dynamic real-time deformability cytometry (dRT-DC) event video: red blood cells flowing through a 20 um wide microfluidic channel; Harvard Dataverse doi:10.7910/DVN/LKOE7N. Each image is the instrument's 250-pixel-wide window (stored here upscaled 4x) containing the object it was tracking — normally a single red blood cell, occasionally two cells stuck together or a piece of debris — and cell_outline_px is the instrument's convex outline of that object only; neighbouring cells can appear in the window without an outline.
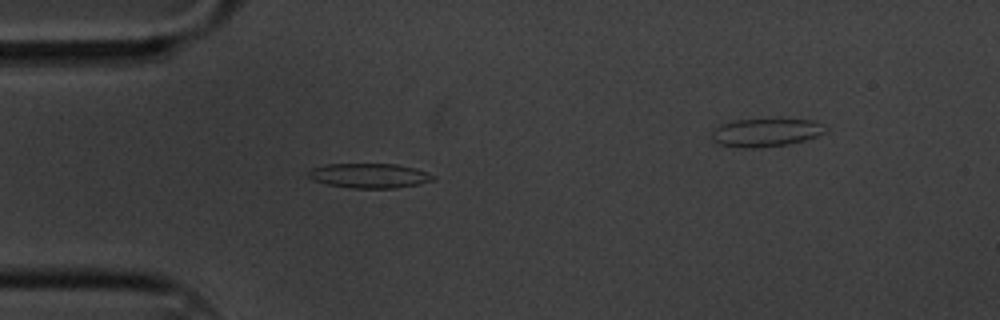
{"species": "common noctule bat (a hibernating species)", "species_latin": "Nyctalus noctula", "temperature_condition": "cold", "stored_images_in_passage": 39, "segment_of_instrument_passage": [1, 2], "camera_frame_rate_fps": 3000, "um_per_image_px": 0.085, "animal": {"sex": "male", "body_mass_g": 20.1, "forearm_length_mm": 53.5}, "frame": {"image": 1, "passage_image": 1, "time_ms": 0.0, "image_size_px": [1000, 320], "cell_outline_px": [[436, 180], [420, 184], [396, 188], [352, 188], [328, 184], [316, 180], [308, 176], [304, 172], [312, 168], [324, 164], [396, 164], [416, 168], [428, 172], [436, 176]], "centroid_in_image_um": [31.44, 14.92], "position_along_channel_um": 53.6, "area_um2": 18.09}}
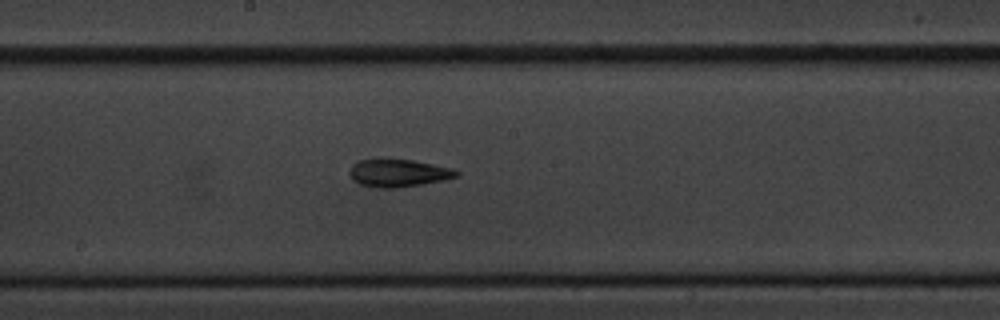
{"frame": {"image": 2, "passage_image": 16, "time_ms": 5.0, "image_size_px": [1000, 320], "cell_outline_px": [[460, 176], [444, 180], [396, 188], [376, 188], [360, 184], [348, 172], [352, 164], [360, 160], [388, 156], [412, 160], [452, 168], [460, 172]], "centroid_in_image_um": [33.85, 14.67], "position_along_channel_um": 214.3, "area_um2": 17.69}}
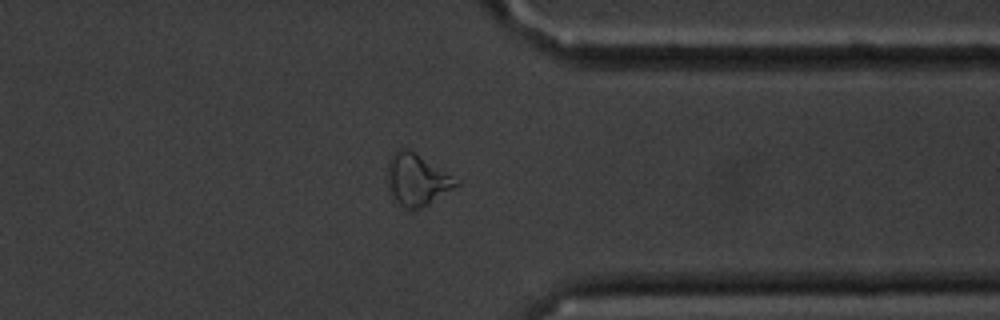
{"frame": {"image": 3, "passage_image": 31, "time_ms": 10.0, "image_size_px": [1000, 320], "cell_outline_px": [[460, 184], [456, 188], [428, 204], [420, 208], [404, 208], [396, 200], [388, 184], [388, 160], [392, 152], [400, 144], [416, 152], [460, 180]], "centroid_in_image_um": [35.46, 15.2], "position_along_channel_um": 375.9, "area_um2": 20.92}}